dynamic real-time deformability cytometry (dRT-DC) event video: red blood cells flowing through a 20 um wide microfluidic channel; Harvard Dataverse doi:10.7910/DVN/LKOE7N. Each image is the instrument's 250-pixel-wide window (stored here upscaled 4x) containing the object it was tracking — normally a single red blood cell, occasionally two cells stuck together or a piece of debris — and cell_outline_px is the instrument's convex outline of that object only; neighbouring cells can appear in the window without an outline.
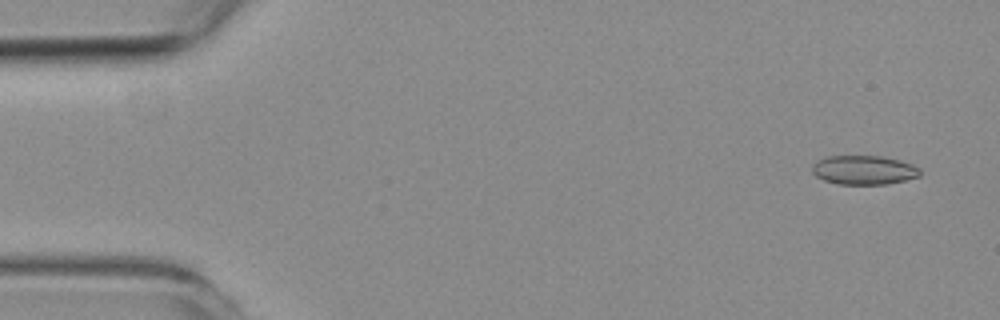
{"species": "common noctule bat (a hibernating species)", "species_latin": "Nyctalus noctula", "temperature_condition": "room temperature", "stored_images_in_passage": 54, "camera_frame_rate_fps": 3000, "um_per_image_px": 0.085, "animal": {"sex": "female", "body_mass_g": 19.3, "forearm_length_mm": 54.1}, "frame": {"image": 1, "passage_image": 3, "time_ms": 0.667, "image_size_px": [1000, 320], "cell_outline_px": [[920, 176], [888, 184], [836, 184], [824, 180], [816, 176], [812, 172], [812, 164], [816, 160], [828, 156], [880, 156], [900, 160], [912, 164], [920, 168]], "centroid_in_image_um": [73.41, 14.45], "position_along_channel_um": 11.6, "area_um2": 18.38}}
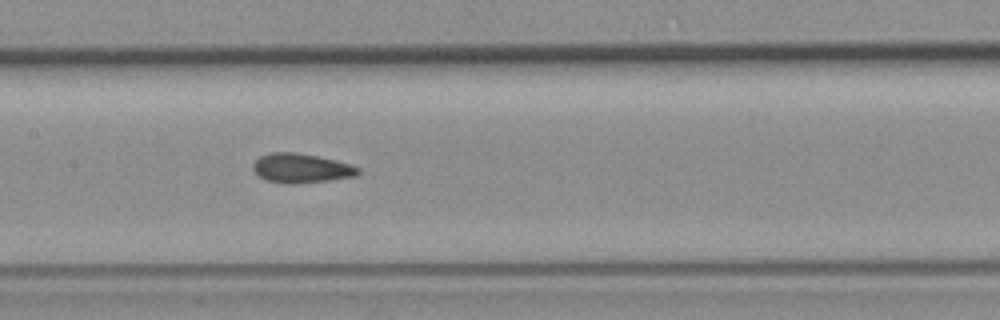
{"frame": {"image": 2, "passage_image": 26, "time_ms": 8.333, "image_size_px": [1000, 320], "cell_outline_px": [[360, 172], [356, 176], [328, 180], [292, 184], [288, 184], [268, 180], [260, 176], [252, 168], [252, 164], [260, 156], [272, 152], [296, 152], [336, 160], [360, 168]], "centroid_in_image_um": [25.6, 14.29], "position_along_channel_um": 181.8, "area_um2": 17.74}}
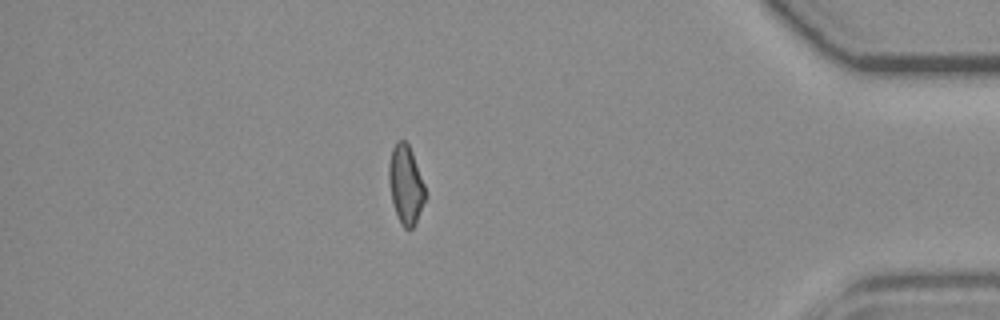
{"frame": {"image": 3, "passage_image": 47, "time_ms": 15.333, "image_size_px": [1000, 320], "cell_outline_px": [[428, 196], [416, 224], [412, 228], [404, 228], [400, 224], [392, 204], [388, 180], [388, 164], [392, 148], [396, 140], [404, 140], [408, 144], [412, 152], [424, 184]], "centroid_in_image_um": [34.49, 15.72], "position_along_channel_um": 400.7, "area_um2": 17.17}, "authors_computed_cell_mechanics": {"area_um2": 17.629, "velocity_mm_per_s": 3.7588, "shape_relaxation_time_tau1_ms": null, "shape_relaxation_time_tau2_ms": 2.4497, "deformation_change_tau1": null, "deformation_change_tau2": 0.0759}}